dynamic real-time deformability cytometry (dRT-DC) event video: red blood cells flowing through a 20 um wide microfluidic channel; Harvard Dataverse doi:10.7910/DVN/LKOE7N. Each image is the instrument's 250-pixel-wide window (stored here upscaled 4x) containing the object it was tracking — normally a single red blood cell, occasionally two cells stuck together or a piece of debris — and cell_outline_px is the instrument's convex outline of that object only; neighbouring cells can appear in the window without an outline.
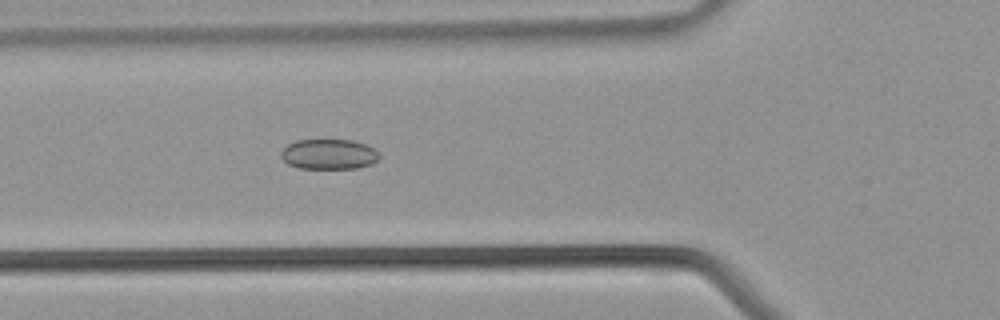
{"species": "common noctule bat (a hibernating species)", "species_latin": "Nyctalus noctula", "temperature_condition": "warm", "stored_images_in_passage": 36, "camera_frame_rate_fps": 3000, "um_per_image_px": 0.085, "animal": {"sex": "male", "body_mass_g": 21.5, "forearm_length_mm": 52.0}, "frame": {"image": 1, "passage_image": 10, "time_ms": 3.0, "image_size_px": [1000, 320], "cell_outline_px": [[380, 156], [372, 164], [356, 168], [296, 168], [288, 164], [280, 156], [280, 152], [288, 144], [296, 140], [352, 140], [364, 144], [372, 148]], "centroid_in_image_um": [27.91, 13.11], "position_along_channel_um": 97.9, "area_um2": 17.17}}
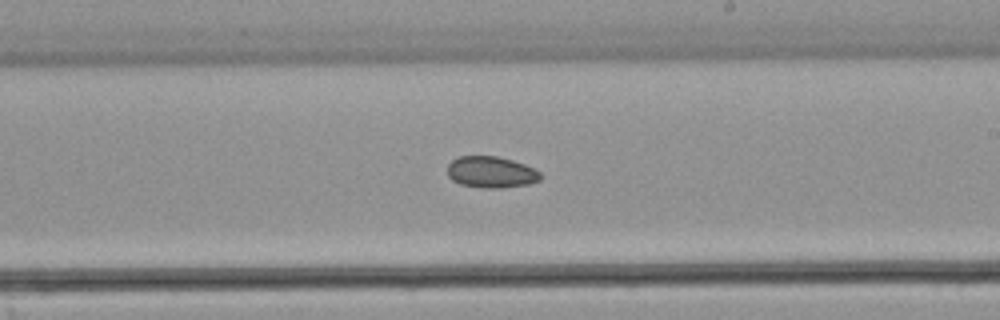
{"frame": {"image": 2, "passage_image": 19, "time_ms": 6.0, "image_size_px": [1000, 320], "cell_outline_px": [[544, 176], [540, 180], [528, 184], [500, 188], [484, 188], [460, 184], [452, 180], [448, 176], [448, 164], [456, 156], [496, 156], [512, 160], [524, 164], [540, 172]], "centroid_in_image_um": [41.74, 14.63], "position_along_channel_um": 247.3, "area_um2": 17.11}}
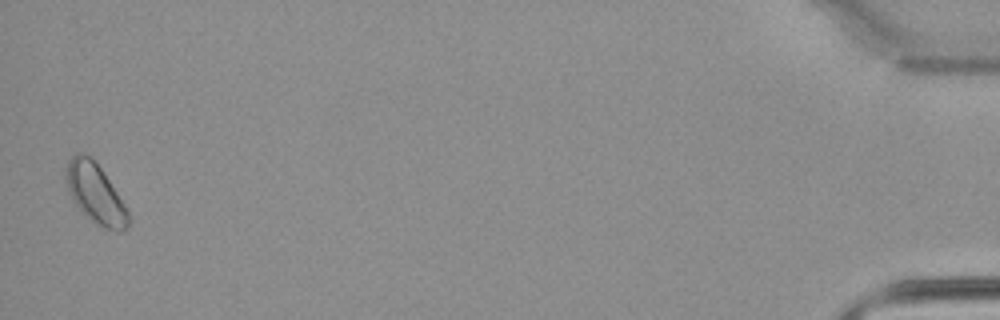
{"frame": {"image": 3, "passage_image": 36, "time_ms": 11.667, "image_size_px": [1000, 320], "cell_outline_px": [[128, 228], [120, 232], [116, 232], [100, 228], [84, 216], [72, 200], [68, 192], [64, 176], [64, 168], [68, 160], [76, 152], [80, 152], [92, 156], [124, 204], [128, 212]], "centroid_in_image_um": [8.05, 16.46], "position_along_channel_um": 427.2, "area_um2": 22.14}}